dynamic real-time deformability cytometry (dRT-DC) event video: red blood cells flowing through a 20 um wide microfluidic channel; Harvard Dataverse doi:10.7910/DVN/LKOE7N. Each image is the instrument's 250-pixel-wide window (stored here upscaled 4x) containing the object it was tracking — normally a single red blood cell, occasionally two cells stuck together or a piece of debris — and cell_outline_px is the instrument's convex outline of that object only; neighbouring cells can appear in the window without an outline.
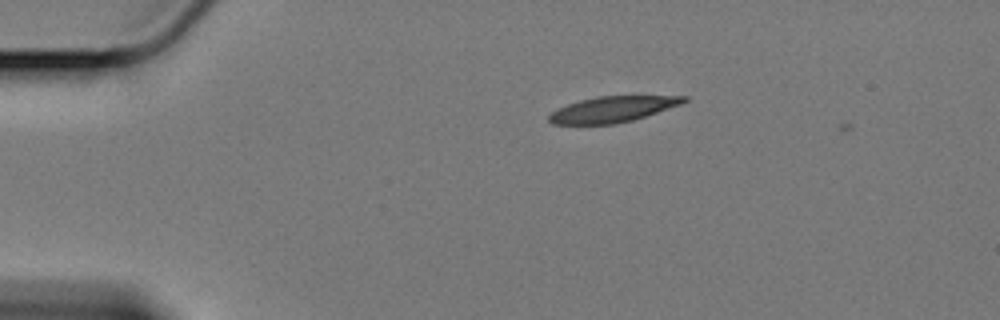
{"species": "Egyptian fruit bat (a non-hibernating species)", "species_latin": "Rousettus aegyptiacus", "temperature_condition": "cold", "stored_images_in_passage": 5, "camera_frame_rate_fps": 3000, "um_per_image_px": 0.085, "animal": {"sex": "female"}, "frame": {"image": 1, "passage_image": 4, "time_ms": 1.0, "image_size_px": [1000, 320], "cell_outline_px": [[688, 100], [680, 104], [632, 120], [616, 124], [552, 124], [548, 120], [548, 116], [556, 108], [580, 100], [596, 96], [688, 96]], "centroid_in_image_um": [52.02, 9.29], "position_along_channel_um": 33.0, "area_um2": 20.06}}